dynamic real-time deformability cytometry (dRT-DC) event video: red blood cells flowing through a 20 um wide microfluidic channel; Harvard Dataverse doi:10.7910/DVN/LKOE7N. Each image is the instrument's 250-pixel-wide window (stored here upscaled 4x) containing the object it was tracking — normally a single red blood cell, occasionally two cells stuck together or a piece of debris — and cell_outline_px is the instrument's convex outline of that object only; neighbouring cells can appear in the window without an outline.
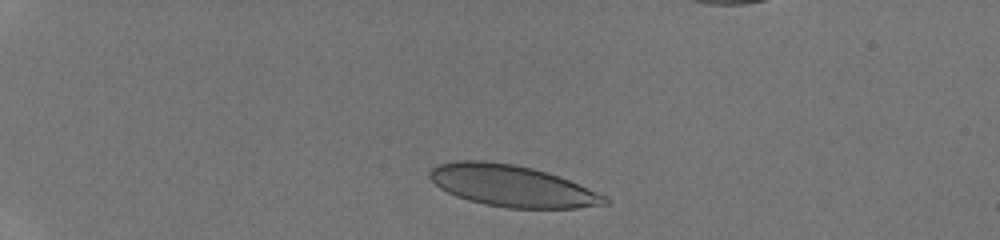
{"species": "human", "species_latin": "Homo sapiens", "temperature_condition": "room temperature", "stored_images_in_passage": 34, "camera_frame_rate_fps": 3000, "um_per_image_px": 0.085, "donor": {"sex": "male"}, "frame": {"image": 1, "passage_image": 4, "time_ms": 1.0, "image_size_px": [1000, 240], "cell_outline_px": [[608, 204], [576, 208], [508, 208], [484, 204], [468, 200], [456, 196], [440, 188], [428, 176], [428, 172], [432, 168], [440, 164], [456, 160], [484, 160], [512, 164], [532, 168], [568, 180], [604, 196], [608, 200]], "centroid_in_image_um": [43.45, 15.8], "position_along_channel_um": 41.6, "area_um2": 41.79}}
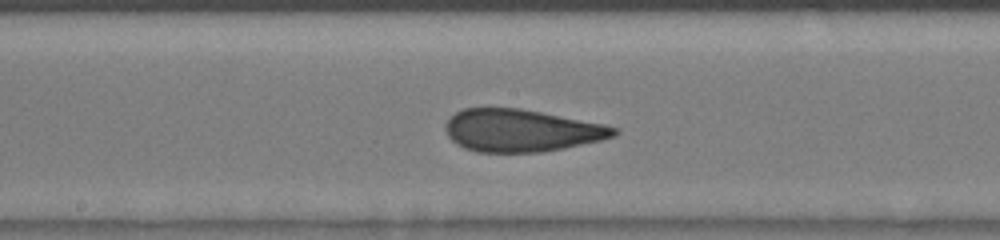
{"frame": {"image": 2, "passage_image": 19, "time_ms": 6.0, "image_size_px": [1000, 240], "cell_outline_px": [[620, 132], [616, 136], [600, 140], [564, 148], [540, 152], [476, 152], [464, 148], [456, 144], [448, 136], [444, 128], [444, 124], [456, 112], [464, 108], [520, 108], [604, 124], [616, 128]], "centroid_in_image_um": [44.29, 11.09], "position_along_channel_um": 203.9, "area_um2": 41.56}}
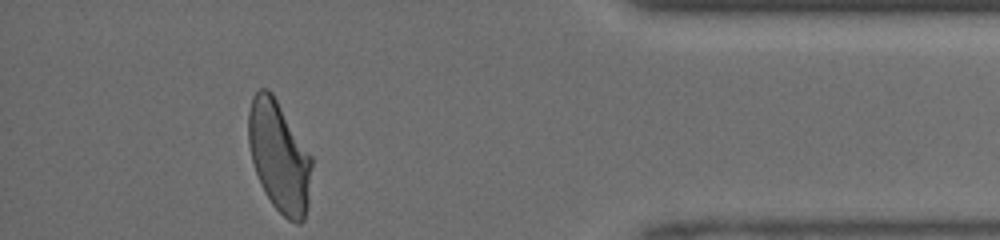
{"frame": {"image": 3, "passage_image": 34, "time_ms": 11.0, "image_size_px": [1000, 240], "cell_outline_px": [[312, 164], [308, 204], [304, 220], [300, 224], [296, 224], [288, 220], [272, 204], [264, 192], [260, 184], [252, 160], [248, 144], [248, 112], [252, 96], [260, 88], [268, 88], [272, 92], [312, 156]], "centroid_in_image_um": [23.72, 13.3], "position_along_channel_um": 411.5, "area_um2": 41.04}}